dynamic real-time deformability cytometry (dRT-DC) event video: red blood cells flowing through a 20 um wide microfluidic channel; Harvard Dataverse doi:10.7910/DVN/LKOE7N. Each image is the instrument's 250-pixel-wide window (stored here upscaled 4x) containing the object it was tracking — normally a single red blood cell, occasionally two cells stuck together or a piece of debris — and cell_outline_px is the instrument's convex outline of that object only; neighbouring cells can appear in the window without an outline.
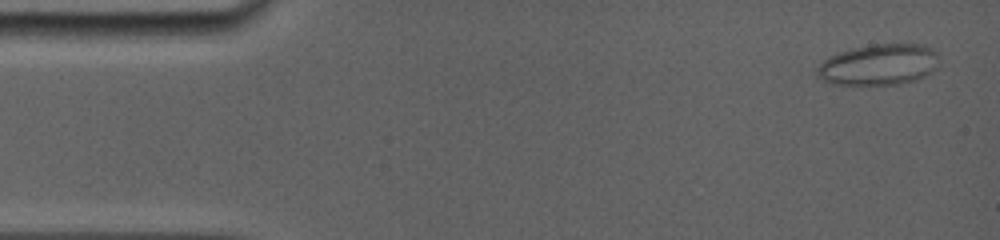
{"species": "common noctule bat (a hibernating species)", "species_latin": "Nyctalus noctula", "temperature_condition": "room temperature", "stored_images_in_passage": 52, "camera_frame_rate_fps": 5000, "um_per_image_px": 0.085, "animal": {"sex": "female", "body_mass_g": 19.0, "forearm_length_mm": 56.7}, "frame": {"image": 1, "passage_image": 3, "time_ms": 0.6, "image_size_px": [1000, 240], "cell_outline_px": [[940, 64], [932, 72], [916, 80], [896, 84], [832, 84], [816, 76], [816, 68], [828, 56], [836, 52], [852, 48], [876, 44], [924, 44], [932, 48], [936, 52]], "centroid_in_image_um": [74.7, 5.48], "position_along_channel_um": 10.3, "area_um2": 29.36}}
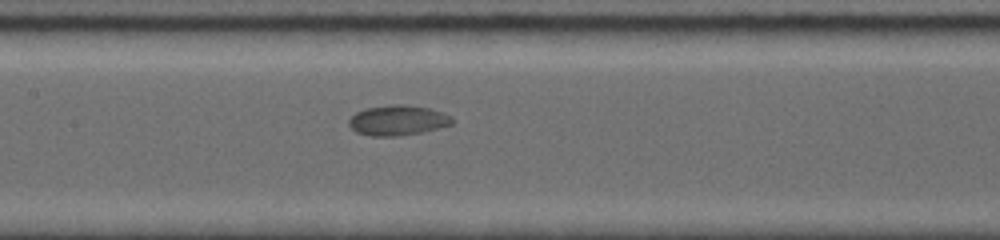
{"frame": {"image": 2, "passage_image": 25, "time_ms": 7.8, "image_size_px": [1000, 240], "cell_outline_px": [[456, 120], [452, 124], [424, 132], [400, 136], [372, 136], [356, 132], [348, 124], [348, 120], [356, 112], [364, 108], [388, 104], [400, 104], [428, 108], [452, 116]], "centroid_in_image_um": [33.81, 10.23], "position_along_channel_um": 173.6, "area_um2": 18.32}}
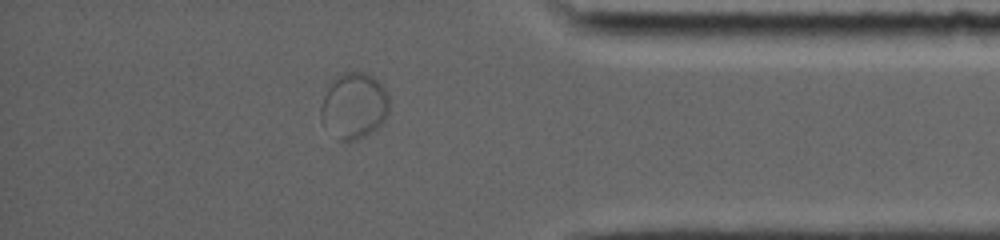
{"frame": {"image": 3, "passage_image": 45, "time_ms": 14.2, "image_size_px": [1000, 240], "cell_outline_px": [[388, 112], [384, 120], [376, 128], [364, 136], [348, 144], [340, 140], [320, 120], [320, 108], [324, 96], [332, 80], [340, 72], [364, 72], [372, 76], [384, 88], [388, 96]], "centroid_in_image_um": [30.07, 8.99], "position_along_channel_um": 405.1, "area_um2": 26.18}, "authors_computed_cell_mechanics": {"area_um2": 21.2704, "velocity_mm_per_s": 3.7928, "shape_relaxation_time_tau1_ms": 5.3114, "shape_relaxation_time_tau2_ms": null, "deformation_change_tau1": 0.112, "deformation_change_tau2": null}}